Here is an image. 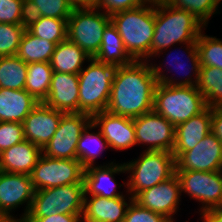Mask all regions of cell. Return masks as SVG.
<instances>
[{
	"mask_svg": "<svg viewBox=\"0 0 222 222\" xmlns=\"http://www.w3.org/2000/svg\"><path fill=\"white\" fill-rule=\"evenodd\" d=\"M41 11L42 17L65 19L71 15L73 6L68 0H32Z\"/></svg>",
	"mask_w": 222,
	"mask_h": 222,
	"instance_id": "d590c367",
	"label": "cell"
},
{
	"mask_svg": "<svg viewBox=\"0 0 222 222\" xmlns=\"http://www.w3.org/2000/svg\"><path fill=\"white\" fill-rule=\"evenodd\" d=\"M165 216L141 207L132 200L127 208L123 222H167Z\"/></svg>",
	"mask_w": 222,
	"mask_h": 222,
	"instance_id": "74e56055",
	"label": "cell"
},
{
	"mask_svg": "<svg viewBox=\"0 0 222 222\" xmlns=\"http://www.w3.org/2000/svg\"><path fill=\"white\" fill-rule=\"evenodd\" d=\"M136 145L148 146L146 151L172 152L175 126L154 110L133 119Z\"/></svg>",
	"mask_w": 222,
	"mask_h": 222,
	"instance_id": "7c38bea8",
	"label": "cell"
},
{
	"mask_svg": "<svg viewBox=\"0 0 222 222\" xmlns=\"http://www.w3.org/2000/svg\"><path fill=\"white\" fill-rule=\"evenodd\" d=\"M24 31L21 24L0 23V56L17 54Z\"/></svg>",
	"mask_w": 222,
	"mask_h": 222,
	"instance_id": "e575fe53",
	"label": "cell"
},
{
	"mask_svg": "<svg viewBox=\"0 0 222 222\" xmlns=\"http://www.w3.org/2000/svg\"><path fill=\"white\" fill-rule=\"evenodd\" d=\"M125 198L85 195L81 219L87 222H123L127 208L133 200L130 196L127 203Z\"/></svg>",
	"mask_w": 222,
	"mask_h": 222,
	"instance_id": "ffe728a7",
	"label": "cell"
},
{
	"mask_svg": "<svg viewBox=\"0 0 222 222\" xmlns=\"http://www.w3.org/2000/svg\"><path fill=\"white\" fill-rule=\"evenodd\" d=\"M34 193L30 175L0 171V220L22 222L30 210ZM24 203L26 208L22 217L14 218L10 212Z\"/></svg>",
	"mask_w": 222,
	"mask_h": 222,
	"instance_id": "4fadbf2b",
	"label": "cell"
},
{
	"mask_svg": "<svg viewBox=\"0 0 222 222\" xmlns=\"http://www.w3.org/2000/svg\"><path fill=\"white\" fill-rule=\"evenodd\" d=\"M82 214H52L46 217H26L22 222H80Z\"/></svg>",
	"mask_w": 222,
	"mask_h": 222,
	"instance_id": "b9f144b4",
	"label": "cell"
},
{
	"mask_svg": "<svg viewBox=\"0 0 222 222\" xmlns=\"http://www.w3.org/2000/svg\"><path fill=\"white\" fill-rule=\"evenodd\" d=\"M200 213L204 222H222V208H213Z\"/></svg>",
	"mask_w": 222,
	"mask_h": 222,
	"instance_id": "ee69618b",
	"label": "cell"
},
{
	"mask_svg": "<svg viewBox=\"0 0 222 222\" xmlns=\"http://www.w3.org/2000/svg\"><path fill=\"white\" fill-rule=\"evenodd\" d=\"M74 8L93 7L94 0H68Z\"/></svg>",
	"mask_w": 222,
	"mask_h": 222,
	"instance_id": "f6af8a7d",
	"label": "cell"
},
{
	"mask_svg": "<svg viewBox=\"0 0 222 222\" xmlns=\"http://www.w3.org/2000/svg\"><path fill=\"white\" fill-rule=\"evenodd\" d=\"M207 108L202 93L196 86H169L157 83L153 110L175 127Z\"/></svg>",
	"mask_w": 222,
	"mask_h": 222,
	"instance_id": "277c9868",
	"label": "cell"
},
{
	"mask_svg": "<svg viewBox=\"0 0 222 222\" xmlns=\"http://www.w3.org/2000/svg\"><path fill=\"white\" fill-rule=\"evenodd\" d=\"M148 0H94L93 7L102 10L106 15L112 16L121 11L133 9L146 4Z\"/></svg>",
	"mask_w": 222,
	"mask_h": 222,
	"instance_id": "f35d334b",
	"label": "cell"
},
{
	"mask_svg": "<svg viewBox=\"0 0 222 222\" xmlns=\"http://www.w3.org/2000/svg\"><path fill=\"white\" fill-rule=\"evenodd\" d=\"M175 146L172 154L175 159L182 153L193 149L199 141L211 132V108L191 117L175 127Z\"/></svg>",
	"mask_w": 222,
	"mask_h": 222,
	"instance_id": "44dd1931",
	"label": "cell"
},
{
	"mask_svg": "<svg viewBox=\"0 0 222 222\" xmlns=\"http://www.w3.org/2000/svg\"><path fill=\"white\" fill-rule=\"evenodd\" d=\"M42 18L41 11L32 0H22L21 25L27 29Z\"/></svg>",
	"mask_w": 222,
	"mask_h": 222,
	"instance_id": "60d3db41",
	"label": "cell"
},
{
	"mask_svg": "<svg viewBox=\"0 0 222 222\" xmlns=\"http://www.w3.org/2000/svg\"><path fill=\"white\" fill-rule=\"evenodd\" d=\"M43 103L64 113H79L78 74L53 72L48 96Z\"/></svg>",
	"mask_w": 222,
	"mask_h": 222,
	"instance_id": "ac0fdd59",
	"label": "cell"
},
{
	"mask_svg": "<svg viewBox=\"0 0 222 222\" xmlns=\"http://www.w3.org/2000/svg\"><path fill=\"white\" fill-rule=\"evenodd\" d=\"M186 46L184 47H187L185 51H187L188 53V60H190V67L189 65H187V67H185L186 65L185 64H182L181 62H179V58H177L178 56H175V61L174 63H172V65L174 66H177L175 67V70L177 69H181L184 71V69H187L189 72L188 74L192 71V73H190L189 75H187V72H186V79H182V80H176L175 78L173 77H169L167 76L166 74L164 75V72L162 69H160L161 67L158 66V64H152L150 63V66H151V69H152V72L157 80L158 83H161V84H165V85H169V86H197V83H198V78H199V72H200V68H201V65H200V59H199V54H198V49H197V44L196 43H186L185 44ZM178 54V53H176ZM181 54V53H180ZM182 55V54H181ZM171 56V53L168 55V57ZM173 56V55H172ZM184 55H182L183 57ZM174 60V58H173ZM187 60V61H188ZM169 63V62H168ZM186 63V62H185ZM171 65V64H170ZM185 65V66H183ZM179 67V68H178ZM162 70V71H161ZM174 70V69H173ZM186 71V70H185ZM163 72V73H162ZM185 74V72H183ZM182 73V74H183ZM192 75H194L195 77L194 78H191ZM185 78V77H184ZM194 79V80H192Z\"/></svg>",
	"mask_w": 222,
	"mask_h": 222,
	"instance_id": "484cf974",
	"label": "cell"
},
{
	"mask_svg": "<svg viewBox=\"0 0 222 222\" xmlns=\"http://www.w3.org/2000/svg\"><path fill=\"white\" fill-rule=\"evenodd\" d=\"M157 83L146 60L116 67L106 110L132 119L152 111Z\"/></svg>",
	"mask_w": 222,
	"mask_h": 222,
	"instance_id": "6da1fadb",
	"label": "cell"
},
{
	"mask_svg": "<svg viewBox=\"0 0 222 222\" xmlns=\"http://www.w3.org/2000/svg\"><path fill=\"white\" fill-rule=\"evenodd\" d=\"M173 221H174L173 217H172V218L167 219V222H173Z\"/></svg>",
	"mask_w": 222,
	"mask_h": 222,
	"instance_id": "7dc6e473",
	"label": "cell"
},
{
	"mask_svg": "<svg viewBox=\"0 0 222 222\" xmlns=\"http://www.w3.org/2000/svg\"><path fill=\"white\" fill-rule=\"evenodd\" d=\"M181 185L176 173L169 179L139 192L133 200L141 207L166 218H172L179 208Z\"/></svg>",
	"mask_w": 222,
	"mask_h": 222,
	"instance_id": "9a60e30c",
	"label": "cell"
},
{
	"mask_svg": "<svg viewBox=\"0 0 222 222\" xmlns=\"http://www.w3.org/2000/svg\"><path fill=\"white\" fill-rule=\"evenodd\" d=\"M205 26L187 10L173 7L166 0H155V26L150 57L176 43H196Z\"/></svg>",
	"mask_w": 222,
	"mask_h": 222,
	"instance_id": "7a4b0ae2",
	"label": "cell"
},
{
	"mask_svg": "<svg viewBox=\"0 0 222 222\" xmlns=\"http://www.w3.org/2000/svg\"><path fill=\"white\" fill-rule=\"evenodd\" d=\"M39 103L25 89L0 88V122L22 123Z\"/></svg>",
	"mask_w": 222,
	"mask_h": 222,
	"instance_id": "603a6c76",
	"label": "cell"
},
{
	"mask_svg": "<svg viewBox=\"0 0 222 222\" xmlns=\"http://www.w3.org/2000/svg\"><path fill=\"white\" fill-rule=\"evenodd\" d=\"M111 16L95 7L73 8L67 20V39L93 58L101 46Z\"/></svg>",
	"mask_w": 222,
	"mask_h": 222,
	"instance_id": "52a82bcc",
	"label": "cell"
},
{
	"mask_svg": "<svg viewBox=\"0 0 222 222\" xmlns=\"http://www.w3.org/2000/svg\"><path fill=\"white\" fill-rule=\"evenodd\" d=\"M27 30L31 34L57 45L67 39V20L42 17L39 21L27 28Z\"/></svg>",
	"mask_w": 222,
	"mask_h": 222,
	"instance_id": "1f68e13d",
	"label": "cell"
},
{
	"mask_svg": "<svg viewBox=\"0 0 222 222\" xmlns=\"http://www.w3.org/2000/svg\"><path fill=\"white\" fill-rule=\"evenodd\" d=\"M144 151L135 161L124 163L126 171L130 173L125 186L132 198L139 192L169 179L176 171L172 152Z\"/></svg>",
	"mask_w": 222,
	"mask_h": 222,
	"instance_id": "8992f818",
	"label": "cell"
},
{
	"mask_svg": "<svg viewBox=\"0 0 222 222\" xmlns=\"http://www.w3.org/2000/svg\"><path fill=\"white\" fill-rule=\"evenodd\" d=\"M27 64L17 55L0 56V88L24 90Z\"/></svg>",
	"mask_w": 222,
	"mask_h": 222,
	"instance_id": "f546056e",
	"label": "cell"
},
{
	"mask_svg": "<svg viewBox=\"0 0 222 222\" xmlns=\"http://www.w3.org/2000/svg\"><path fill=\"white\" fill-rule=\"evenodd\" d=\"M22 0H0V23L21 24Z\"/></svg>",
	"mask_w": 222,
	"mask_h": 222,
	"instance_id": "ab89813d",
	"label": "cell"
},
{
	"mask_svg": "<svg viewBox=\"0 0 222 222\" xmlns=\"http://www.w3.org/2000/svg\"><path fill=\"white\" fill-rule=\"evenodd\" d=\"M111 21L116 26L128 54L134 60L150 61L155 26V0H148L146 5L113 14Z\"/></svg>",
	"mask_w": 222,
	"mask_h": 222,
	"instance_id": "3957f363",
	"label": "cell"
},
{
	"mask_svg": "<svg viewBox=\"0 0 222 222\" xmlns=\"http://www.w3.org/2000/svg\"><path fill=\"white\" fill-rule=\"evenodd\" d=\"M92 58L79 46L66 39L56 45L50 60L53 72L79 74L85 60Z\"/></svg>",
	"mask_w": 222,
	"mask_h": 222,
	"instance_id": "d4e9b609",
	"label": "cell"
},
{
	"mask_svg": "<svg viewBox=\"0 0 222 222\" xmlns=\"http://www.w3.org/2000/svg\"><path fill=\"white\" fill-rule=\"evenodd\" d=\"M92 123L95 128H99L111 149L121 151L136 145L132 118L115 115L106 110L94 114Z\"/></svg>",
	"mask_w": 222,
	"mask_h": 222,
	"instance_id": "e0dca14e",
	"label": "cell"
},
{
	"mask_svg": "<svg viewBox=\"0 0 222 222\" xmlns=\"http://www.w3.org/2000/svg\"><path fill=\"white\" fill-rule=\"evenodd\" d=\"M78 74L79 113L93 116L106 111L116 67L91 59Z\"/></svg>",
	"mask_w": 222,
	"mask_h": 222,
	"instance_id": "5b68a950",
	"label": "cell"
},
{
	"mask_svg": "<svg viewBox=\"0 0 222 222\" xmlns=\"http://www.w3.org/2000/svg\"><path fill=\"white\" fill-rule=\"evenodd\" d=\"M0 222H20L19 220H0Z\"/></svg>",
	"mask_w": 222,
	"mask_h": 222,
	"instance_id": "bcb514c9",
	"label": "cell"
},
{
	"mask_svg": "<svg viewBox=\"0 0 222 222\" xmlns=\"http://www.w3.org/2000/svg\"><path fill=\"white\" fill-rule=\"evenodd\" d=\"M93 59L115 67L128 65L134 61L126 51L121 36L112 21L105 27L101 46Z\"/></svg>",
	"mask_w": 222,
	"mask_h": 222,
	"instance_id": "cb8c5ba5",
	"label": "cell"
},
{
	"mask_svg": "<svg viewBox=\"0 0 222 222\" xmlns=\"http://www.w3.org/2000/svg\"><path fill=\"white\" fill-rule=\"evenodd\" d=\"M24 140L23 123L0 122V153Z\"/></svg>",
	"mask_w": 222,
	"mask_h": 222,
	"instance_id": "8d00e7d4",
	"label": "cell"
},
{
	"mask_svg": "<svg viewBox=\"0 0 222 222\" xmlns=\"http://www.w3.org/2000/svg\"><path fill=\"white\" fill-rule=\"evenodd\" d=\"M85 168L78 159H55L43 154L30 174L34 190L83 182Z\"/></svg>",
	"mask_w": 222,
	"mask_h": 222,
	"instance_id": "9c48e42d",
	"label": "cell"
},
{
	"mask_svg": "<svg viewBox=\"0 0 222 222\" xmlns=\"http://www.w3.org/2000/svg\"><path fill=\"white\" fill-rule=\"evenodd\" d=\"M203 32L201 31L196 40L200 65L222 70V40L204 35Z\"/></svg>",
	"mask_w": 222,
	"mask_h": 222,
	"instance_id": "d6a6232c",
	"label": "cell"
},
{
	"mask_svg": "<svg viewBox=\"0 0 222 222\" xmlns=\"http://www.w3.org/2000/svg\"><path fill=\"white\" fill-rule=\"evenodd\" d=\"M55 47V43L39 38L25 29L16 55L26 64L50 62Z\"/></svg>",
	"mask_w": 222,
	"mask_h": 222,
	"instance_id": "4316f807",
	"label": "cell"
},
{
	"mask_svg": "<svg viewBox=\"0 0 222 222\" xmlns=\"http://www.w3.org/2000/svg\"><path fill=\"white\" fill-rule=\"evenodd\" d=\"M84 196V183L36 190L26 217L82 214Z\"/></svg>",
	"mask_w": 222,
	"mask_h": 222,
	"instance_id": "ba28073f",
	"label": "cell"
},
{
	"mask_svg": "<svg viewBox=\"0 0 222 222\" xmlns=\"http://www.w3.org/2000/svg\"><path fill=\"white\" fill-rule=\"evenodd\" d=\"M41 154L39 146L24 140L0 153V171L30 175Z\"/></svg>",
	"mask_w": 222,
	"mask_h": 222,
	"instance_id": "7402d4cb",
	"label": "cell"
},
{
	"mask_svg": "<svg viewBox=\"0 0 222 222\" xmlns=\"http://www.w3.org/2000/svg\"><path fill=\"white\" fill-rule=\"evenodd\" d=\"M63 114L40 102L22 122L25 140L43 149L58 129Z\"/></svg>",
	"mask_w": 222,
	"mask_h": 222,
	"instance_id": "2e32d148",
	"label": "cell"
},
{
	"mask_svg": "<svg viewBox=\"0 0 222 222\" xmlns=\"http://www.w3.org/2000/svg\"><path fill=\"white\" fill-rule=\"evenodd\" d=\"M94 128L93 123L88 125L78 140L77 159L84 168L94 165L95 159L104 151L103 149L109 148L108 142L99 130L97 133L91 132ZM91 144H94V148Z\"/></svg>",
	"mask_w": 222,
	"mask_h": 222,
	"instance_id": "4dcf8cb0",
	"label": "cell"
},
{
	"mask_svg": "<svg viewBox=\"0 0 222 222\" xmlns=\"http://www.w3.org/2000/svg\"><path fill=\"white\" fill-rule=\"evenodd\" d=\"M211 133L222 142V107L211 108Z\"/></svg>",
	"mask_w": 222,
	"mask_h": 222,
	"instance_id": "7bdbcfd3",
	"label": "cell"
},
{
	"mask_svg": "<svg viewBox=\"0 0 222 222\" xmlns=\"http://www.w3.org/2000/svg\"><path fill=\"white\" fill-rule=\"evenodd\" d=\"M204 96L207 107H222V70L201 66L197 86Z\"/></svg>",
	"mask_w": 222,
	"mask_h": 222,
	"instance_id": "f1b7e54d",
	"label": "cell"
},
{
	"mask_svg": "<svg viewBox=\"0 0 222 222\" xmlns=\"http://www.w3.org/2000/svg\"><path fill=\"white\" fill-rule=\"evenodd\" d=\"M92 123L86 113H64L58 129L42 149V154L55 159H77V145L82 132Z\"/></svg>",
	"mask_w": 222,
	"mask_h": 222,
	"instance_id": "30bf717a",
	"label": "cell"
},
{
	"mask_svg": "<svg viewBox=\"0 0 222 222\" xmlns=\"http://www.w3.org/2000/svg\"><path fill=\"white\" fill-rule=\"evenodd\" d=\"M176 171L215 172L222 170V142L211 132L191 150L176 159Z\"/></svg>",
	"mask_w": 222,
	"mask_h": 222,
	"instance_id": "5bb4252c",
	"label": "cell"
},
{
	"mask_svg": "<svg viewBox=\"0 0 222 222\" xmlns=\"http://www.w3.org/2000/svg\"><path fill=\"white\" fill-rule=\"evenodd\" d=\"M127 173L125 164L109 163L100 166H88L83 173L85 195L101 196L105 198L122 197V193L116 192L117 182L115 174Z\"/></svg>",
	"mask_w": 222,
	"mask_h": 222,
	"instance_id": "d6986e66",
	"label": "cell"
},
{
	"mask_svg": "<svg viewBox=\"0 0 222 222\" xmlns=\"http://www.w3.org/2000/svg\"><path fill=\"white\" fill-rule=\"evenodd\" d=\"M181 192L202 203L200 211L222 208V170L215 172L175 171Z\"/></svg>",
	"mask_w": 222,
	"mask_h": 222,
	"instance_id": "8fae6325",
	"label": "cell"
},
{
	"mask_svg": "<svg viewBox=\"0 0 222 222\" xmlns=\"http://www.w3.org/2000/svg\"><path fill=\"white\" fill-rule=\"evenodd\" d=\"M52 67L50 62H33L27 64L25 90L38 102H44L51 84Z\"/></svg>",
	"mask_w": 222,
	"mask_h": 222,
	"instance_id": "83f0119b",
	"label": "cell"
},
{
	"mask_svg": "<svg viewBox=\"0 0 222 222\" xmlns=\"http://www.w3.org/2000/svg\"><path fill=\"white\" fill-rule=\"evenodd\" d=\"M176 8L187 10L204 26L208 25L209 18L218 13L219 0H166Z\"/></svg>",
	"mask_w": 222,
	"mask_h": 222,
	"instance_id": "836d02e7",
	"label": "cell"
}]
</instances>
